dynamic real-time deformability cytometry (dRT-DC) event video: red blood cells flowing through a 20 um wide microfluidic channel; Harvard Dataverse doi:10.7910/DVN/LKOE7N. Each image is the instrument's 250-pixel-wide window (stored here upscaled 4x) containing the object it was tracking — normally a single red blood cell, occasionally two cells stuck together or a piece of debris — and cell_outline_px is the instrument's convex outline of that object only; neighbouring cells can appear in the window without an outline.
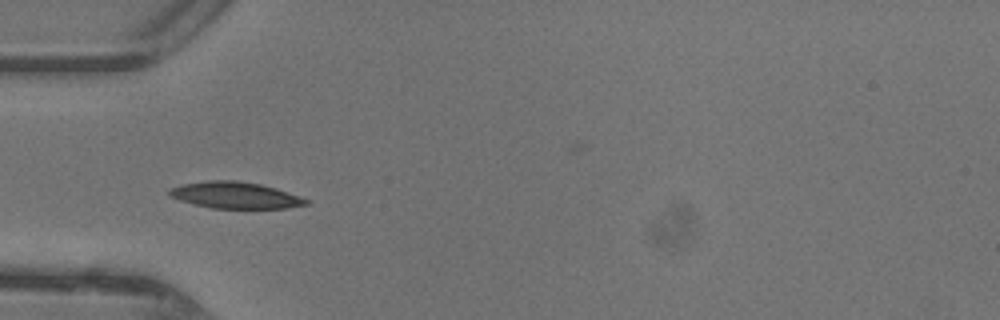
{"species": "common noctule bat (a hibernating species)", "species_latin": "Nyctalus noctula", "temperature_condition": "warm", "stored_images_in_passage": 30, "camera_frame_rate_fps": 3000, "um_per_image_px": 0.085, "animal": {"sex": "female"}, "frame": {"image": 1, "passage_image": 1, "time_ms": 0.0, "image_size_px": [1000, 320], "cell_outline_px": [[308, 204], [288, 208], [212, 208], [180, 200], [168, 196], [168, 188], [180, 184], [208, 180], [236, 180], [260, 184], [276, 188], [308, 200]], "centroid_in_image_um": [19.93, 16.58], "position_along_channel_um": 65.1, "area_um2": 21.04}}
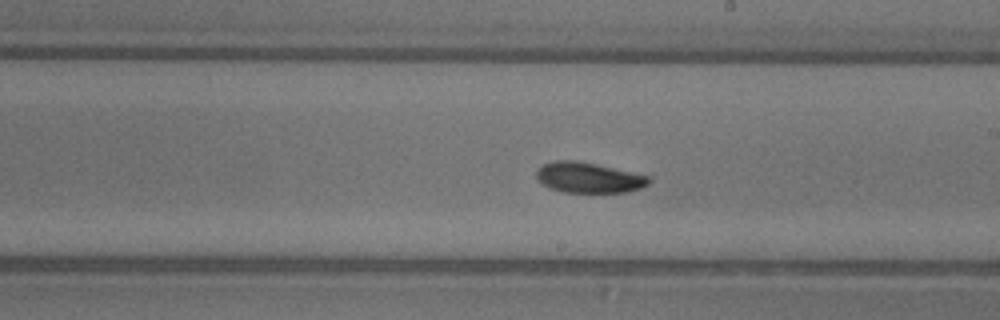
{"frame": {"image": 2, "passage_image": 13, "time_ms": 4.0, "image_size_px": [1000, 320], "cell_outline_px": [[652, 180], [648, 184], [640, 188], [624, 192], [564, 192], [552, 188], [544, 184], [536, 176], [536, 168], [552, 160], [576, 160], [596, 164], [648, 176]], "centroid_in_image_um": [50.01, 15.08], "position_along_channel_um": 239.0, "area_um2": 19.71}}
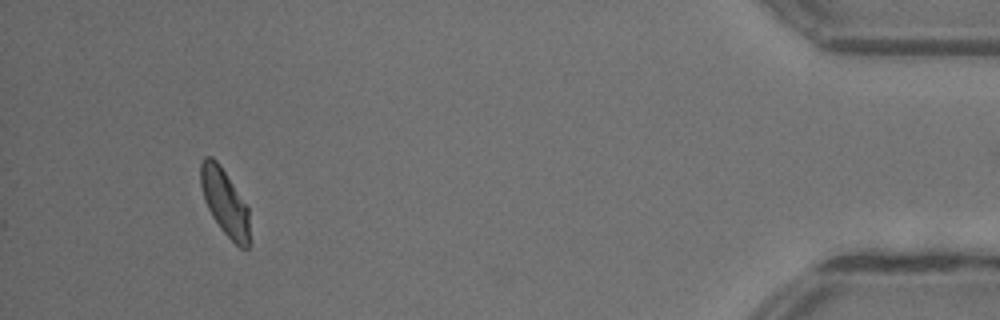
{"frame": {"image": 3, "passage_image": 30, "time_ms": 9.667, "image_size_px": [1000, 320], "cell_outline_px": [[248, 248], [240, 248], [220, 228], [212, 216], [204, 200], [200, 184], [200, 160], [204, 156], [212, 156], [216, 160], [248, 208]], "centroid_in_image_um": [19.05, 17.15], "position_along_channel_um": 416.1, "area_um2": 18.44}, "authors_computed_cell_mechanics": {"area_um2": 19.7098, "velocity_mm_per_s": 4.3664, "shape_relaxation_time_tau1_ms": 2.9004, "shape_relaxation_time_tau2_ms": 5.1433, "deformation_change_tau1": 0.1068, "deformation_change_tau2": 0.0958}}